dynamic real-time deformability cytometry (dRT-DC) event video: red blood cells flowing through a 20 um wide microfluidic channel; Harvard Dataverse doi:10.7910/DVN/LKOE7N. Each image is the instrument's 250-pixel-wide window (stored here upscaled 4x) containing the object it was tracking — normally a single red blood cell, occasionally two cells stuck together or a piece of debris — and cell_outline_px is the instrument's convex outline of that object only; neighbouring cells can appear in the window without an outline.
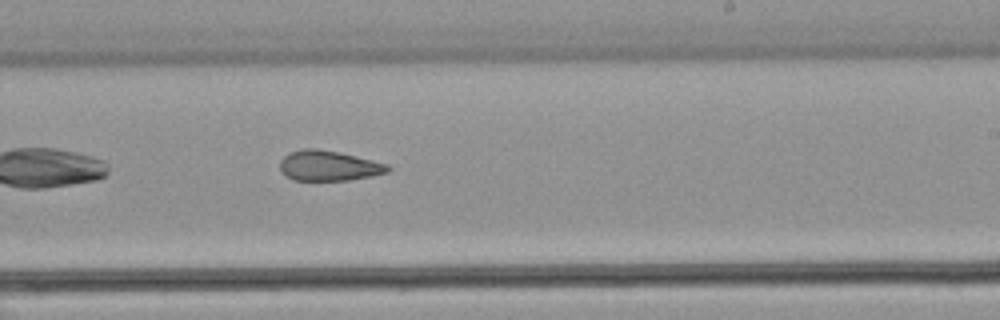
{"species": "common noctule bat (a hibernating species)", "species_latin": "Nyctalus noctula", "temperature_condition": "warm", "stored_images_in_passage": 25, "camera_frame_rate_fps": 3000, "um_per_image_px": 0.085, "animal": {"sex": "male", "body_mass_g": 21.5, "forearm_length_mm": 52.0}, "frame": {"image": 1, "passage_image": 11, "time_ms": 3.333, "image_size_px": [1000, 320], "cell_outline_px": [[392, 168], [388, 172], [372, 176], [348, 180], [292, 180], [284, 176], [280, 172], [280, 160], [284, 156], [292, 152], [304, 148], [316, 148], [340, 152], [388, 164]], "centroid_in_image_um": [27.93, 14.09], "position_along_channel_um": 261.1, "area_um2": 19.13}}